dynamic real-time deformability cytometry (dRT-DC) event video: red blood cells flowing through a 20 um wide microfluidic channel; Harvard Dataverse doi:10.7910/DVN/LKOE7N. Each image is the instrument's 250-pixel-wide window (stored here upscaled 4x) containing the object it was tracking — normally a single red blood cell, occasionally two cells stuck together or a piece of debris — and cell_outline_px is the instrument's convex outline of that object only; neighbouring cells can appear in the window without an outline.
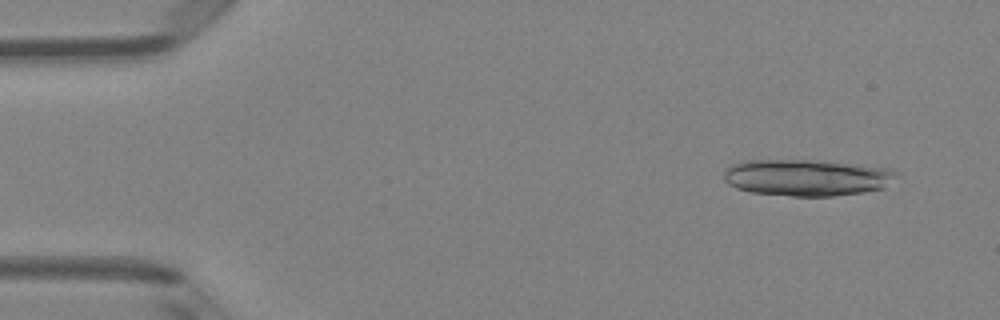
{"species": "Egyptian fruit bat (a non-hibernating species)", "species_latin": "Rousettus aegyptiacus", "temperature_condition": "room temperature", "stored_images_in_passage": 3, "camera_frame_rate_fps": 3000, "um_per_image_px": 0.085, "animal": {"sex": "female"}, "frame": {"image": 1, "passage_image": 1, "time_ms": 0.0, "image_size_px": [1000, 320], "cell_outline_px": [[896, 172], [884, 188], [864, 192], [832, 196], [792, 196], [752, 192], [736, 188], [728, 184], [724, 180], [724, 172], [732, 164], [744, 160], [808, 160], [864, 164], [892, 168]], "centroid_in_image_um": [68.56, 15.08], "position_along_channel_um": 16.4, "area_um2": 36.82}}